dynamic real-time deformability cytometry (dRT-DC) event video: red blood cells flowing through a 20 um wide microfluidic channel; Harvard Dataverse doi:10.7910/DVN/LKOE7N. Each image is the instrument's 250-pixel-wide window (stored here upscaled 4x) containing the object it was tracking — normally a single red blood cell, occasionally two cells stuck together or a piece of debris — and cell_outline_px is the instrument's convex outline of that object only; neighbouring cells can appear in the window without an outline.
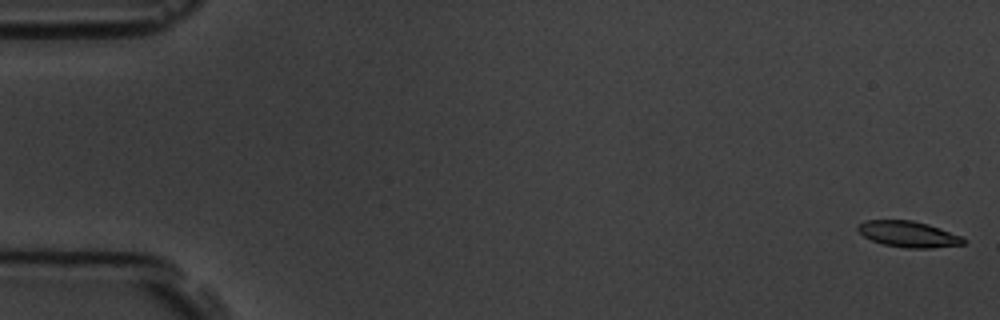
{"species": "common noctule bat (a hibernating species)", "species_latin": "Nyctalus noctula", "temperature_condition": "room temperature", "stored_images_in_passage": 5, "camera_frame_rate_fps": 3000, "um_per_image_px": 0.085, "animal": {"sex": "male", "body_mass_g": 19.5, "forearm_length_mm": 54.6}, "frame": {"image": 1, "passage_image": 1, "time_ms": 0.0, "image_size_px": [1000, 320], "cell_outline_px": [[968, 240], [964, 244], [932, 248], [908, 248], [884, 244], [872, 240], [864, 236], [856, 228], [860, 224], [868, 220], [912, 220], [928, 224], [960, 236]], "centroid_in_image_um": [77.24, 19.9], "position_along_channel_um": 7.8, "area_um2": 15.78}}
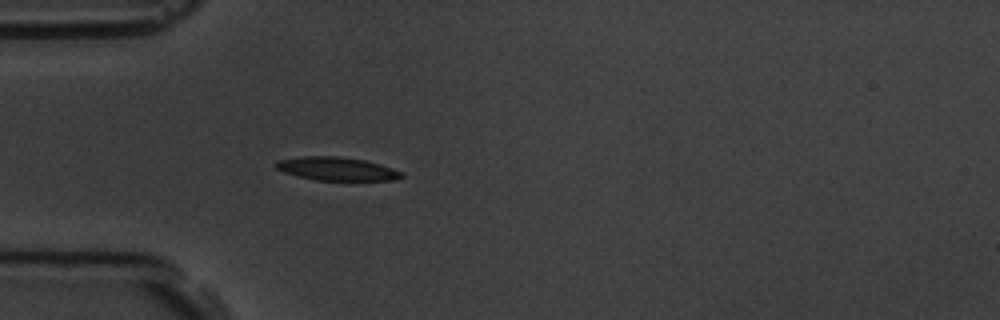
{"frame": {"image": 2, "passage_image": 5, "time_ms": 5.333, "image_size_px": [1000, 320], "cell_outline_px": [[404, 176], [396, 180], [316, 180], [284, 172], [276, 168], [276, 160], [300, 156], [340, 156], [364, 160], [380, 164], [404, 172]], "centroid_in_image_um": [28.65, 14.34], "position_along_channel_um": 56.3, "area_um2": 17.11}}